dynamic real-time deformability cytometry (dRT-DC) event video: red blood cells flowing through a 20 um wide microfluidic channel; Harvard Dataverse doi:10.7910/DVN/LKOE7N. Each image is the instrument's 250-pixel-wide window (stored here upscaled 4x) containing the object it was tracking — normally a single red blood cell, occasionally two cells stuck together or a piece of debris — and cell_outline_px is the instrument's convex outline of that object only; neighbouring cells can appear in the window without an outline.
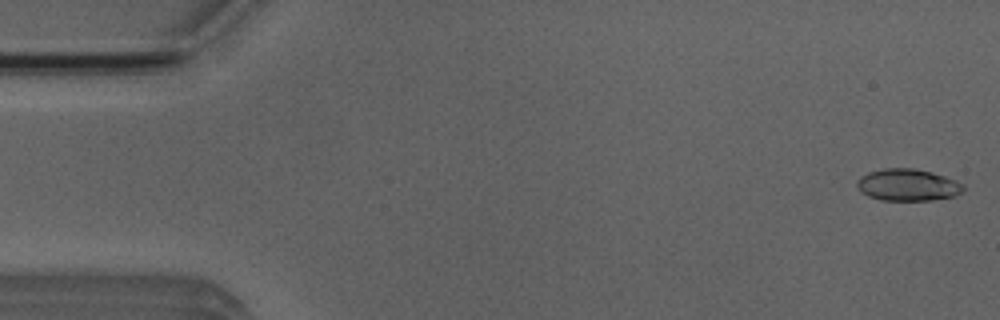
{"species": "Egyptian fruit bat (a non-hibernating species)", "species_latin": "Rousettus aegyptiacus", "temperature_condition": "room temperature", "stored_images_in_passage": 51, "camera_frame_rate_fps": 3000, "um_per_image_px": 0.085, "animal": {"sex": "male"}, "frame": {"image": 1, "passage_image": 1, "time_ms": 0.0, "image_size_px": [1000, 320], "cell_outline_px": [[964, 192], [956, 196], [932, 200], [880, 200], [868, 196], [860, 192], [856, 188], [856, 180], [860, 176], [868, 172], [884, 168], [912, 168], [932, 172], [956, 180], [964, 184]], "centroid_in_image_um": [77.15, 15.72], "position_along_channel_um": 7.9, "area_um2": 20.11}}
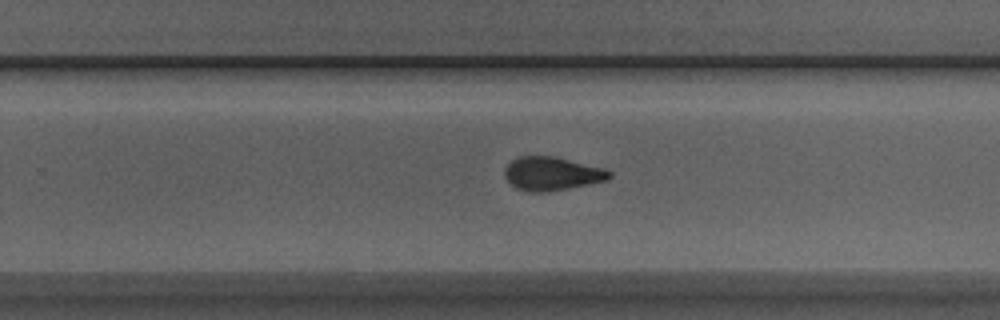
{"frame": {"image": 2, "passage_image": 32, "time_ms": 10.333, "image_size_px": [1000, 320], "cell_outline_px": [[612, 176], [608, 180], [548, 192], [528, 192], [516, 188], [504, 176], [504, 168], [516, 156], [556, 156], [604, 168], [612, 172]], "centroid_in_image_um": [46.91, 14.75], "position_along_channel_um": 282.9, "area_um2": 20.63}}
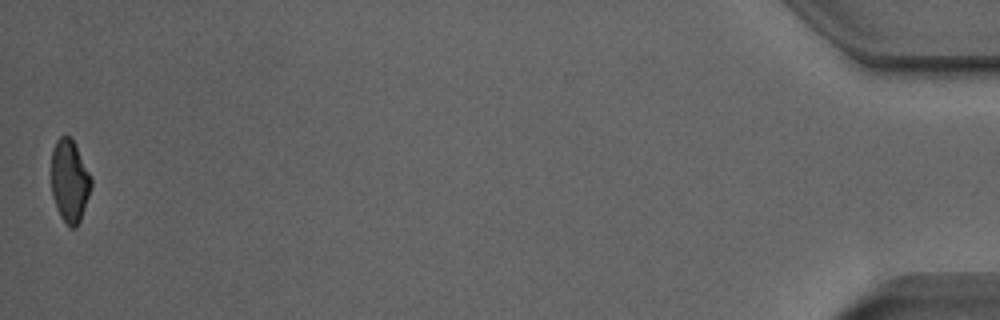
{"frame": {"image": 3, "passage_image": 51, "time_ms": 16.667, "image_size_px": [1000, 320], "cell_outline_px": [[92, 184], [80, 220], [76, 228], [68, 228], [60, 216], [56, 208], [52, 196], [52, 148], [56, 140], [60, 136], [68, 136], [72, 140], [92, 176]], "centroid_in_image_um": [5.91, 15.41], "position_along_channel_um": 429.3, "area_um2": 19.13}, "authors_computed_cell_mechanics": {"area_um2": 20.3456, "velocity_mm_per_s": 3.9361, "shape_relaxation_time_tau1_ms": 5.4971, "shape_relaxation_time_tau2_ms": 1.827, "deformation_change_tau1": 0.1676, "deformation_change_tau2": 0.0879}}